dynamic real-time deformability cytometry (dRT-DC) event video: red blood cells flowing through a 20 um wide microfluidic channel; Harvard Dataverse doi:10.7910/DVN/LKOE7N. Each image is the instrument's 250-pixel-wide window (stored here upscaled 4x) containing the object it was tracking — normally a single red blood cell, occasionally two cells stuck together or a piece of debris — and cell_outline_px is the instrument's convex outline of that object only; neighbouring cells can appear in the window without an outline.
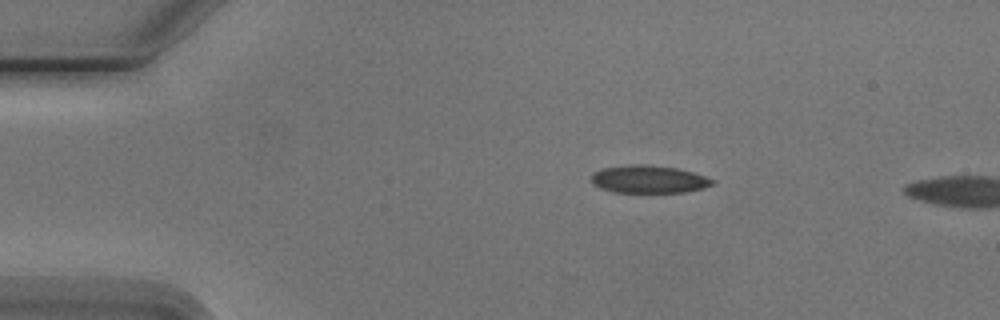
{"species": "Egyptian fruit bat (a non-hibernating species)", "species_latin": "Rousettus aegyptiacus", "temperature_condition": "cold", "stored_images_in_passage": 2, "camera_frame_rate_fps": 3000, "um_per_image_px": 0.085, "animal": {"sex": "male"}, "frame": {"image": 1, "passage_image": 1, "time_ms": 0.0, "image_size_px": [1000, 320], "cell_outline_px": [[716, 184], [704, 188], [684, 192], [612, 192], [600, 188], [592, 184], [592, 172], [604, 168], [632, 164], [640, 164], [676, 168], [692, 172], [716, 180]], "centroid_in_image_um": [55.15, 15.24], "position_along_channel_um": 29.8, "area_um2": 19.54}}